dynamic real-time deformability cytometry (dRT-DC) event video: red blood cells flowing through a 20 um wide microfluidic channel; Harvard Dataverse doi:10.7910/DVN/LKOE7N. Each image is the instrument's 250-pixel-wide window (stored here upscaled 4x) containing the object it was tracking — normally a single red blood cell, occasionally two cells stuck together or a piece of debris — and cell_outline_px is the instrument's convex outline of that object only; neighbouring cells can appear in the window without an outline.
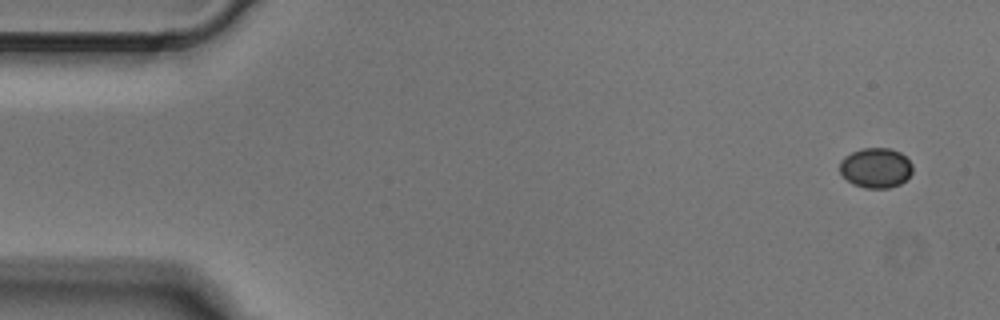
{"species": "Egyptian fruit bat (a non-hibernating species)", "species_latin": "Rousettus aegyptiacus", "temperature_condition": "cold", "stored_images_in_passage": 4, "camera_frame_rate_fps": 3000, "um_per_image_px": 0.085, "animal": {"sex": "male"}, "frame": {"image": 1, "passage_image": 1, "time_ms": 0.0, "image_size_px": [1000, 320], "cell_outline_px": [[912, 172], [900, 184], [888, 188], [864, 188], [852, 184], [840, 172], [840, 160], [844, 156], [860, 148], [892, 148], [900, 152], [912, 164]], "centroid_in_image_um": [74.42, 14.26], "position_along_channel_um": 10.6, "area_um2": 16.99}}
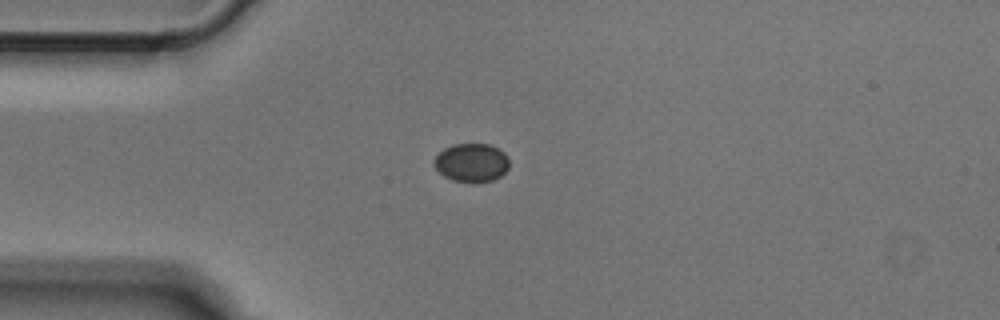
{"frame": {"image": 2, "passage_image": 4, "time_ms": 1.0, "image_size_px": [1000, 320], "cell_outline_px": [[508, 168], [500, 176], [492, 180], [476, 184], [452, 180], [444, 176], [432, 164], [432, 160], [444, 148], [452, 144], [488, 144], [504, 152], [508, 156]], "centroid_in_image_um": [40.06, 13.84], "position_along_channel_um": 44.9, "area_um2": 17.05}}